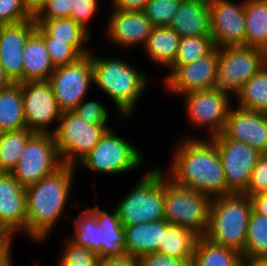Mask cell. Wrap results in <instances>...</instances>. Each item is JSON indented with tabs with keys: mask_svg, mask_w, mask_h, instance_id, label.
I'll return each mask as SVG.
<instances>
[{
	"mask_svg": "<svg viewBox=\"0 0 267 266\" xmlns=\"http://www.w3.org/2000/svg\"><path fill=\"white\" fill-rule=\"evenodd\" d=\"M180 140L167 178L211 199L226 195V179L218 149L211 138Z\"/></svg>",
	"mask_w": 267,
	"mask_h": 266,
	"instance_id": "obj_1",
	"label": "cell"
},
{
	"mask_svg": "<svg viewBox=\"0 0 267 266\" xmlns=\"http://www.w3.org/2000/svg\"><path fill=\"white\" fill-rule=\"evenodd\" d=\"M75 168L63 165L53 174L26 188V233L33 241L40 243L45 240L64 214Z\"/></svg>",
	"mask_w": 267,
	"mask_h": 266,
	"instance_id": "obj_2",
	"label": "cell"
},
{
	"mask_svg": "<svg viewBox=\"0 0 267 266\" xmlns=\"http://www.w3.org/2000/svg\"><path fill=\"white\" fill-rule=\"evenodd\" d=\"M251 211L252 202L249 195L231 193L213 198L207 230L203 237L243 254Z\"/></svg>",
	"mask_w": 267,
	"mask_h": 266,
	"instance_id": "obj_3",
	"label": "cell"
},
{
	"mask_svg": "<svg viewBox=\"0 0 267 266\" xmlns=\"http://www.w3.org/2000/svg\"><path fill=\"white\" fill-rule=\"evenodd\" d=\"M93 84L113 100L122 116H129L145 91L147 77L121 59L97 58L92 55Z\"/></svg>",
	"mask_w": 267,
	"mask_h": 266,
	"instance_id": "obj_4",
	"label": "cell"
},
{
	"mask_svg": "<svg viewBox=\"0 0 267 266\" xmlns=\"http://www.w3.org/2000/svg\"><path fill=\"white\" fill-rule=\"evenodd\" d=\"M115 207L123 226L164 219V171L154 167Z\"/></svg>",
	"mask_w": 267,
	"mask_h": 266,
	"instance_id": "obj_5",
	"label": "cell"
},
{
	"mask_svg": "<svg viewBox=\"0 0 267 266\" xmlns=\"http://www.w3.org/2000/svg\"><path fill=\"white\" fill-rule=\"evenodd\" d=\"M211 198L175 184L164 172V219L202 237L208 226Z\"/></svg>",
	"mask_w": 267,
	"mask_h": 266,
	"instance_id": "obj_6",
	"label": "cell"
},
{
	"mask_svg": "<svg viewBox=\"0 0 267 266\" xmlns=\"http://www.w3.org/2000/svg\"><path fill=\"white\" fill-rule=\"evenodd\" d=\"M110 129L107 124H88L73 111H63L52 131L63 165L77 167Z\"/></svg>",
	"mask_w": 267,
	"mask_h": 266,
	"instance_id": "obj_7",
	"label": "cell"
},
{
	"mask_svg": "<svg viewBox=\"0 0 267 266\" xmlns=\"http://www.w3.org/2000/svg\"><path fill=\"white\" fill-rule=\"evenodd\" d=\"M265 51L249 46L218 48L215 88L236 94L264 66Z\"/></svg>",
	"mask_w": 267,
	"mask_h": 266,
	"instance_id": "obj_8",
	"label": "cell"
},
{
	"mask_svg": "<svg viewBox=\"0 0 267 266\" xmlns=\"http://www.w3.org/2000/svg\"><path fill=\"white\" fill-rule=\"evenodd\" d=\"M62 166L53 134L35 133L10 173L21 186L27 188Z\"/></svg>",
	"mask_w": 267,
	"mask_h": 266,
	"instance_id": "obj_9",
	"label": "cell"
},
{
	"mask_svg": "<svg viewBox=\"0 0 267 266\" xmlns=\"http://www.w3.org/2000/svg\"><path fill=\"white\" fill-rule=\"evenodd\" d=\"M142 157L137 147L110 128L79 163L92 172L120 174L140 167Z\"/></svg>",
	"mask_w": 267,
	"mask_h": 266,
	"instance_id": "obj_10",
	"label": "cell"
},
{
	"mask_svg": "<svg viewBox=\"0 0 267 266\" xmlns=\"http://www.w3.org/2000/svg\"><path fill=\"white\" fill-rule=\"evenodd\" d=\"M218 149L226 179V195L244 193L252 170L262 153L243 143L228 139L223 133L211 138Z\"/></svg>",
	"mask_w": 267,
	"mask_h": 266,
	"instance_id": "obj_11",
	"label": "cell"
},
{
	"mask_svg": "<svg viewBox=\"0 0 267 266\" xmlns=\"http://www.w3.org/2000/svg\"><path fill=\"white\" fill-rule=\"evenodd\" d=\"M48 81L59 109L72 111L86 98L94 83L91 53L74 63L56 67Z\"/></svg>",
	"mask_w": 267,
	"mask_h": 266,
	"instance_id": "obj_12",
	"label": "cell"
},
{
	"mask_svg": "<svg viewBox=\"0 0 267 266\" xmlns=\"http://www.w3.org/2000/svg\"><path fill=\"white\" fill-rule=\"evenodd\" d=\"M232 94L216 88L189 92L186 99V112L196 127H209L210 138L222 134L231 108L229 96Z\"/></svg>",
	"mask_w": 267,
	"mask_h": 266,
	"instance_id": "obj_13",
	"label": "cell"
},
{
	"mask_svg": "<svg viewBox=\"0 0 267 266\" xmlns=\"http://www.w3.org/2000/svg\"><path fill=\"white\" fill-rule=\"evenodd\" d=\"M26 128L35 133H49L48 127L59 121L62 111L48 80L21 83Z\"/></svg>",
	"mask_w": 267,
	"mask_h": 266,
	"instance_id": "obj_14",
	"label": "cell"
},
{
	"mask_svg": "<svg viewBox=\"0 0 267 266\" xmlns=\"http://www.w3.org/2000/svg\"><path fill=\"white\" fill-rule=\"evenodd\" d=\"M210 31L215 47L245 46L244 1L209 0Z\"/></svg>",
	"mask_w": 267,
	"mask_h": 266,
	"instance_id": "obj_15",
	"label": "cell"
},
{
	"mask_svg": "<svg viewBox=\"0 0 267 266\" xmlns=\"http://www.w3.org/2000/svg\"><path fill=\"white\" fill-rule=\"evenodd\" d=\"M172 71L164 83L171 93L184 95L189 92L215 88L218 70V48L207 56L187 65H171Z\"/></svg>",
	"mask_w": 267,
	"mask_h": 266,
	"instance_id": "obj_16",
	"label": "cell"
},
{
	"mask_svg": "<svg viewBox=\"0 0 267 266\" xmlns=\"http://www.w3.org/2000/svg\"><path fill=\"white\" fill-rule=\"evenodd\" d=\"M228 139L243 142L262 154L267 153V113L230 108L224 130Z\"/></svg>",
	"mask_w": 267,
	"mask_h": 266,
	"instance_id": "obj_17",
	"label": "cell"
},
{
	"mask_svg": "<svg viewBox=\"0 0 267 266\" xmlns=\"http://www.w3.org/2000/svg\"><path fill=\"white\" fill-rule=\"evenodd\" d=\"M36 26L34 19L3 25L0 33V64L13 83H22L23 51Z\"/></svg>",
	"mask_w": 267,
	"mask_h": 266,
	"instance_id": "obj_18",
	"label": "cell"
},
{
	"mask_svg": "<svg viewBox=\"0 0 267 266\" xmlns=\"http://www.w3.org/2000/svg\"><path fill=\"white\" fill-rule=\"evenodd\" d=\"M107 37L114 44L122 47L145 45L153 25L144 12L113 9L109 16Z\"/></svg>",
	"mask_w": 267,
	"mask_h": 266,
	"instance_id": "obj_19",
	"label": "cell"
},
{
	"mask_svg": "<svg viewBox=\"0 0 267 266\" xmlns=\"http://www.w3.org/2000/svg\"><path fill=\"white\" fill-rule=\"evenodd\" d=\"M26 188L11 173L0 172V222L13 235L26 234Z\"/></svg>",
	"mask_w": 267,
	"mask_h": 266,
	"instance_id": "obj_20",
	"label": "cell"
},
{
	"mask_svg": "<svg viewBox=\"0 0 267 266\" xmlns=\"http://www.w3.org/2000/svg\"><path fill=\"white\" fill-rule=\"evenodd\" d=\"M170 27L180 37L211 36L208 1L182 0Z\"/></svg>",
	"mask_w": 267,
	"mask_h": 266,
	"instance_id": "obj_21",
	"label": "cell"
},
{
	"mask_svg": "<svg viewBox=\"0 0 267 266\" xmlns=\"http://www.w3.org/2000/svg\"><path fill=\"white\" fill-rule=\"evenodd\" d=\"M169 223L163 219L124 226L126 248L129 254L139 257L149 253H162L163 232Z\"/></svg>",
	"mask_w": 267,
	"mask_h": 266,
	"instance_id": "obj_22",
	"label": "cell"
},
{
	"mask_svg": "<svg viewBox=\"0 0 267 266\" xmlns=\"http://www.w3.org/2000/svg\"><path fill=\"white\" fill-rule=\"evenodd\" d=\"M54 70L43 38L34 31L23 51L22 83L48 80Z\"/></svg>",
	"mask_w": 267,
	"mask_h": 266,
	"instance_id": "obj_23",
	"label": "cell"
},
{
	"mask_svg": "<svg viewBox=\"0 0 267 266\" xmlns=\"http://www.w3.org/2000/svg\"><path fill=\"white\" fill-rule=\"evenodd\" d=\"M89 209L96 215L97 222L103 229L101 259L128 254L124 226L119 219L117 209L115 208L110 214L97 206Z\"/></svg>",
	"mask_w": 267,
	"mask_h": 266,
	"instance_id": "obj_24",
	"label": "cell"
},
{
	"mask_svg": "<svg viewBox=\"0 0 267 266\" xmlns=\"http://www.w3.org/2000/svg\"><path fill=\"white\" fill-rule=\"evenodd\" d=\"M34 21L53 38V41L70 44L82 56L91 53L84 45L89 42L92 34L72 18L34 19Z\"/></svg>",
	"mask_w": 267,
	"mask_h": 266,
	"instance_id": "obj_25",
	"label": "cell"
},
{
	"mask_svg": "<svg viewBox=\"0 0 267 266\" xmlns=\"http://www.w3.org/2000/svg\"><path fill=\"white\" fill-rule=\"evenodd\" d=\"M180 39L170 26L153 27L143 47L150 61L169 68L176 59Z\"/></svg>",
	"mask_w": 267,
	"mask_h": 266,
	"instance_id": "obj_26",
	"label": "cell"
},
{
	"mask_svg": "<svg viewBox=\"0 0 267 266\" xmlns=\"http://www.w3.org/2000/svg\"><path fill=\"white\" fill-rule=\"evenodd\" d=\"M243 255L215 244L205 237H198L194 247L192 266H244Z\"/></svg>",
	"mask_w": 267,
	"mask_h": 266,
	"instance_id": "obj_27",
	"label": "cell"
},
{
	"mask_svg": "<svg viewBox=\"0 0 267 266\" xmlns=\"http://www.w3.org/2000/svg\"><path fill=\"white\" fill-rule=\"evenodd\" d=\"M245 46L267 50V0H244Z\"/></svg>",
	"mask_w": 267,
	"mask_h": 266,
	"instance_id": "obj_28",
	"label": "cell"
},
{
	"mask_svg": "<svg viewBox=\"0 0 267 266\" xmlns=\"http://www.w3.org/2000/svg\"><path fill=\"white\" fill-rule=\"evenodd\" d=\"M21 84L0 91V132L25 129Z\"/></svg>",
	"mask_w": 267,
	"mask_h": 266,
	"instance_id": "obj_29",
	"label": "cell"
},
{
	"mask_svg": "<svg viewBox=\"0 0 267 266\" xmlns=\"http://www.w3.org/2000/svg\"><path fill=\"white\" fill-rule=\"evenodd\" d=\"M75 222V232L69 239L80 247H86L101 258L103 229L96 215L88 208L83 210Z\"/></svg>",
	"mask_w": 267,
	"mask_h": 266,
	"instance_id": "obj_30",
	"label": "cell"
},
{
	"mask_svg": "<svg viewBox=\"0 0 267 266\" xmlns=\"http://www.w3.org/2000/svg\"><path fill=\"white\" fill-rule=\"evenodd\" d=\"M197 238L189 229L169 224L163 232L162 253L180 260H192Z\"/></svg>",
	"mask_w": 267,
	"mask_h": 266,
	"instance_id": "obj_31",
	"label": "cell"
},
{
	"mask_svg": "<svg viewBox=\"0 0 267 266\" xmlns=\"http://www.w3.org/2000/svg\"><path fill=\"white\" fill-rule=\"evenodd\" d=\"M34 134L27 128L0 132V172L10 173L16 167L26 144Z\"/></svg>",
	"mask_w": 267,
	"mask_h": 266,
	"instance_id": "obj_32",
	"label": "cell"
},
{
	"mask_svg": "<svg viewBox=\"0 0 267 266\" xmlns=\"http://www.w3.org/2000/svg\"><path fill=\"white\" fill-rule=\"evenodd\" d=\"M235 96L238 107L267 113V66L245 83Z\"/></svg>",
	"mask_w": 267,
	"mask_h": 266,
	"instance_id": "obj_33",
	"label": "cell"
},
{
	"mask_svg": "<svg viewBox=\"0 0 267 266\" xmlns=\"http://www.w3.org/2000/svg\"><path fill=\"white\" fill-rule=\"evenodd\" d=\"M245 264L267 258V216L251 211L244 253Z\"/></svg>",
	"mask_w": 267,
	"mask_h": 266,
	"instance_id": "obj_34",
	"label": "cell"
},
{
	"mask_svg": "<svg viewBox=\"0 0 267 266\" xmlns=\"http://www.w3.org/2000/svg\"><path fill=\"white\" fill-rule=\"evenodd\" d=\"M212 36L181 37L176 59L172 65H187L196 62L215 49Z\"/></svg>",
	"mask_w": 267,
	"mask_h": 266,
	"instance_id": "obj_35",
	"label": "cell"
},
{
	"mask_svg": "<svg viewBox=\"0 0 267 266\" xmlns=\"http://www.w3.org/2000/svg\"><path fill=\"white\" fill-rule=\"evenodd\" d=\"M35 31L43 38L50 60L55 68L74 63L83 57L70 44L53 41V38L40 25L36 26Z\"/></svg>",
	"mask_w": 267,
	"mask_h": 266,
	"instance_id": "obj_36",
	"label": "cell"
},
{
	"mask_svg": "<svg viewBox=\"0 0 267 266\" xmlns=\"http://www.w3.org/2000/svg\"><path fill=\"white\" fill-rule=\"evenodd\" d=\"M182 0H149L144 13L153 27L170 26Z\"/></svg>",
	"mask_w": 267,
	"mask_h": 266,
	"instance_id": "obj_37",
	"label": "cell"
},
{
	"mask_svg": "<svg viewBox=\"0 0 267 266\" xmlns=\"http://www.w3.org/2000/svg\"><path fill=\"white\" fill-rule=\"evenodd\" d=\"M59 257V266H99L101 258L86 247H80L68 239Z\"/></svg>",
	"mask_w": 267,
	"mask_h": 266,
	"instance_id": "obj_38",
	"label": "cell"
},
{
	"mask_svg": "<svg viewBox=\"0 0 267 266\" xmlns=\"http://www.w3.org/2000/svg\"><path fill=\"white\" fill-rule=\"evenodd\" d=\"M72 111L88 124L108 123V110L98 101L85 102L84 99Z\"/></svg>",
	"mask_w": 267,
	"mask_h": 266,
	"instance_id": "obj_39",
	"label": "cell"
},
{
	"mask_svg": "<svg viewBox=\"0 0 267 266\" xmlns=\"http://www.w3.org/2000/svg\"><path fill=\"white\" fill-rule=\"evenodd\" d=\"M33 17L26 11L21 0H0V23L16 24Z\"/></svg>",
	"mask_w": 267,
	"mask_h": 266,
	"instance_id": "obj_40",
	"label": "cell"
},
{
	"mask_svg": "<svg viewBox=\"0 0 267 266\" xmlns=\"http://www.w3.org/2000/svg\"><path fill=\"white\" fill-rule=\"evenodd\" d=\"M267 192V153L262 154L252 170L246 195H255Z\"/></svg>",
	"mask_w": 267,
	"mask_h": 266,
	"instance_id": "obj_41",
	"label": "cell"
},
{
	"mask_svg": "<svg viewBox=\"0 0 267 266\" xmlns=\"http://www.w3.org/2000/svg\"><path fill=\"white\" fill-rule=\"evenodd\" d=\"M72 0H46L33 19L71 18Z\"/></svg>",
	"mask_w": 267,
	"mask_h": 266,
	"instance_id": "obj_42",
	"label": "cell"
},
{
	"mask_svg": "<svg viewBox=\"0 0 267 266\" xmlns=\"http://www.w3.org/2000/svg\"><path fill=\"white\" fill-rule=\"evenodd\" d=\"M98 0H72L71 18L88 30L87 24L98 10Z\"/></svg>",
	"mask_w": 267,
	"mask_h": 266,
	"instance_id": "obj_43",
	"label": "cell"
},
{
	"mask_svg": "<svg viewBox=\"0 0 267 266\" xmlns=\"http://www.w3.org/2000/svg\"><path fill=\"white\" fill-rule=\"evenodd\" d=\"M139 266H192V260H180L161 252L137 257Z\"/></svg>",
	"mask_w": 267,
	"mask_h": 266,
	"instance_id": "obj_44",
	"label": "cell"
},
{
	"mask_svg": "<svg viewBox=\"0 0 267 266\" xmlns=\"http://www.w3.org/2000/svg\"><path fill=\"white\" fill-rule=\"evenodd\" d=\"M99 266H139L137 257L132 254L107 257L100 260Z\"/></svg>",
	"mask_w": 267,
	"mask_h": 266,
	"instance_id": "obj_45",
	"label": "cell"
},
{
	"mask_svg": "<svg viewBox=\"0 0 267 266\" xmlns=\"http://www.w3.org/2000/svg\"><path fill=\"white\" fill-rule=\"evenodd\" d=\"M149 0H111L113 9L143 12Z\"/></svg>",
	"mask_w": 267,
	"mask_h": 266,
	"instance_id": "obj_46",
	"label": "cell"
},
{
	"mask_svg": "<svg viewBox=\"0 0 267 266\" xmlns=\"http://www.w3.org/2000/svg\"><path fill=\"white\" fill-rule=\"evenodd\" d=\"M252 202V210L267 216V192L249 195Z\"/></svg>",
	"mask_w": 267,
	"mask_h": 266,
	"instance_id": "obj_47",
	"label": "cell"
},
{
	"mask_svg": "<svg viewBox=\"0 0 267 266\" xmlns=\"http://www.w3.org/2000/svg\"><path fill=\"white\" fill-rule=\"evenodd\" d=\"M11 243H0V266H12Z\"/></svg>",
	"mask_w": 267,
	"mask_h": 266,
	"instance_id": "obj_48",
	"label": "cell"
},
{
	"mask_svg": "<svg viewBox=\"0 0 267 266\" xmlns=\"http://www.w3.org/2000/svg\"><path fill=\"white\" fill-rule=\"evenodd\" d=\"M26 11L34 17L44 6L46 0H21Z\"/></svg>",
	"mask_w": 267,
	"mask_h": 266,
	"instance_id": "obj_49",
	"label": "cell"
},
{
	"mask_svg": "<svg viewBox=\"0 0 267 266\" xmlns=\"http://www.w3.org/2000/svg\"><path fill=\"white\" fill-rule=\"evenodd\" d=\"M13 236L15 235L0 222V243H11Z\"/></svg>",
	"mask_w": 267,
	"mask_h": 266,
	"instance_id": "obj_50",
	"label": "cell"
},
{
	"mask_svg": "<svg viewBox=\"0 0 267 266\" xmlns=\"http://www.w3.org/2000/svg\"><path fill=\"white\" fill-rule=\"evenodd\" d=\"M13 82L10 78L6 75L5 71L3 70L0 64V91L10 86Z\"/></svg>",
	"mask_w": 267,
	"mask_h": 266,
	"instance_id": "obj_51",
	"label": "cell"
},
{
	"mask_svg": "<svg viewBox=\"0 0 267 266\" xmlns=\"http://www.w3.org/2000/svg\"><path fill=\"white\" fill-rule=\"evenodd\" d=\"M249 266H267V258L256 259L248 263Z\"/></svg>",
	"mask_w": 267,
	"mask_h": 266,
	"instance_id": "obj_52",
	"label": "cell"
},
{
	"mask_svg": "<svg viewBox=\"0 0 267 266\" xmlns=\"http://www.w3.org/2000/svg\"><path fill=\"white\" fill-rule=\"evenodd\" d=\"M265 63H266V66H267V50L265 51Z\"/></svg>",
	"mask_w": 267,
	"mask_h": 266,
	"instance_id": "obj_53",
	"label": "cell"
},
{
	"mask_svg": "<svg viewBox=\"0 0 267 266\" xmlns=\"http://www.w3.org/2000/svg\"><path fill=\"white\" fill-rule=\"evenodd\" d=\"M3 25L4 24L0 23V33H1L2 28H3Z\"/></svg>",
	"mask_w": 267,
	"mask_h": 266,
	"instance_id": "obj_54",
	"label": "cell"
}]
</instances>
